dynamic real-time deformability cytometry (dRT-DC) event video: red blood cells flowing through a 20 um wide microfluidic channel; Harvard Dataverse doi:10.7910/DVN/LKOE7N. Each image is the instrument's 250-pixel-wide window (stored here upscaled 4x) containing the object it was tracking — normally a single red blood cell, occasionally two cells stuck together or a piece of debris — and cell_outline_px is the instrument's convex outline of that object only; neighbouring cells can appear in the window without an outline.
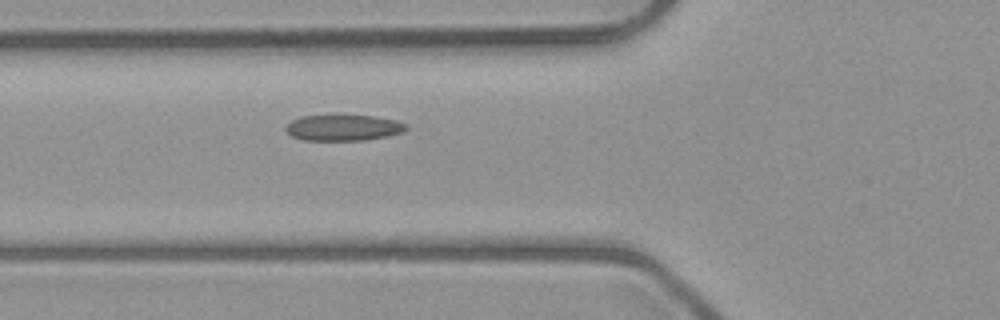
{"species": "common noctule bat (a hibernating species)", "species_latin": "Nyctalus noctula", "temperature_condition": "room temperature", "stored_images_in_passage": 2, "camera_frame_rate_fps": 3000, "um_per_image_px": 0.085, "animal": {"sex": "male", "body_mass_g": 23.1, "forearm_length_mm": 52.7}, "frame": {"image": 1, "passage_image": 2, "time_ms": 1.0, "image_size_px": [1000, 320], "cell_outline_px": [[408, 128], [404, 132], [364, 140], [304, 140], [292, 136], [284, 128], [292, 120], [300, 116], [376, 116], [396, 120], [408, 124]], "centroid_in_image_um": [29.21, 10.85], "position_along_channel_um": 96.6, "area_um2": 18.03}}